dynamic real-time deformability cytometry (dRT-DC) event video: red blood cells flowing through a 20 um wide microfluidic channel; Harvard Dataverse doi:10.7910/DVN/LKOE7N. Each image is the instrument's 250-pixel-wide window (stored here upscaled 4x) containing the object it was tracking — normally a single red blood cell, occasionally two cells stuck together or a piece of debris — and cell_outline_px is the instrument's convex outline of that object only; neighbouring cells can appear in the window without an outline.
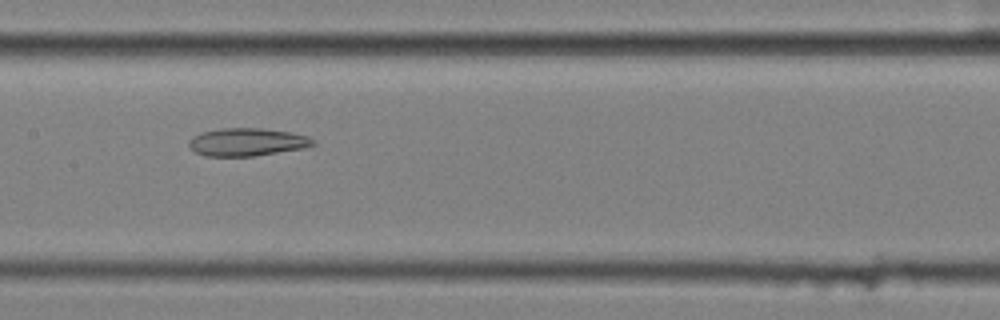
{"species": "common noctule bat (a hibernating species)", "species_latin": "Nyctalus noctula", "temperature_condition": "cold", "stored_images_in_passage": 11, "camera_frame_rate_fps": 3000, "um_per_image_px": 0.085, "animal": {"sex": "female", "body_mass_g": 25.1}, "frame": {"image": 1, "passage_image": 4, "time_ms": 1.0, "image_size_px": [1000, 320], "cell_outline_px": [[316, 144], [304, 148], [256, 156], [204, 156], [196, 152], [188, 144], [188, 140], [192, 136], [200, 132], [220, 128], [264, 128], [292, 132], [308, 136], [316, 140]], "centroid_in_image_um": [21.02, 12.06], "position_along_channel_um": 186.4, "area_um2": 20.46}}
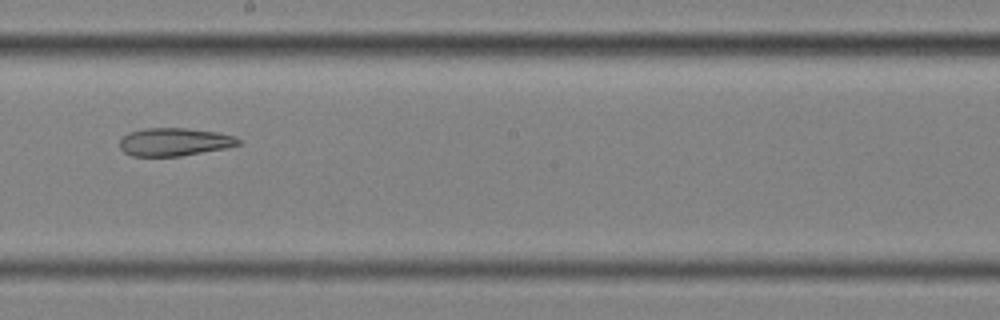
{"frame": {"image": 2, "passage_image": 5, "time_ms": 1.333, "image_size_px": [1000, 320], "cell_outline_px": [[240, 144], [224, 148], [180, 156], [132, 156], [124, 152], [120, 148], [120, 140], [128, 132], [144, 128], [184, 128], [216, 132], [236, 136], [240, 140]], "centroid_in_image_um": [14.8, 12.06], "position_along_channel_um": 233.4, "area_um2": 19.25}}